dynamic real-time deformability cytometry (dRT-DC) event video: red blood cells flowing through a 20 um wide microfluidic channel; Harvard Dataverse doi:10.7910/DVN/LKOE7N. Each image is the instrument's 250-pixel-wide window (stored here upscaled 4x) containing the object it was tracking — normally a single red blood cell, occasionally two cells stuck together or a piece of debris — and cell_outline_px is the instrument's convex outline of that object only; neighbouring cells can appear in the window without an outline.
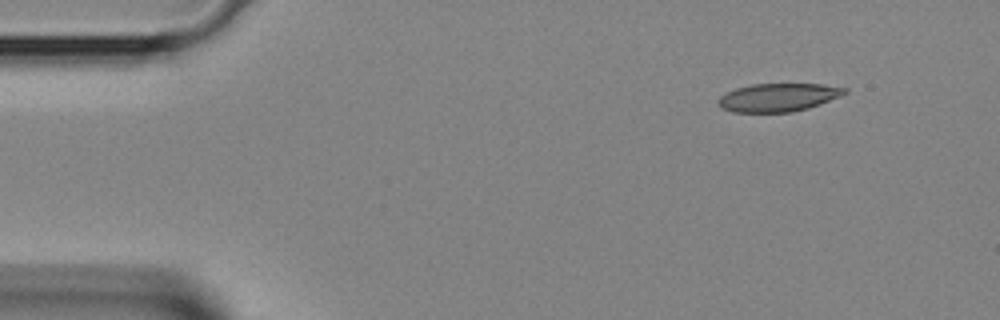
{"species": "Egyptian fruit bat (a non-hibernating species)", "species_latin": "Rousettus aegyptiacus", "temperature_condition": "room temperature", "stored_images_in_passage": 3, "camera_frame_rate_fps": 3000, "um_per_image_px": 0.085, "animal": {"sex": "female"}, "frame": {"image": 1, "passage_image": 1, "time_ms": 0.0, "image_size_px": [1000, 320], "cell_outline_px": [[848, 92], [840, 96], [820, 104], [808, 108], [792, 112], [732, 112], [720, 108], [716, 104], [716, 100], [720, 96], [736, 88], [752, 84], [824, 84], [848, 88]], "centroid_in_image_um": [66.13, 8.28], "position_along_channel_um": 18.9, "area_um2": 20.92}}